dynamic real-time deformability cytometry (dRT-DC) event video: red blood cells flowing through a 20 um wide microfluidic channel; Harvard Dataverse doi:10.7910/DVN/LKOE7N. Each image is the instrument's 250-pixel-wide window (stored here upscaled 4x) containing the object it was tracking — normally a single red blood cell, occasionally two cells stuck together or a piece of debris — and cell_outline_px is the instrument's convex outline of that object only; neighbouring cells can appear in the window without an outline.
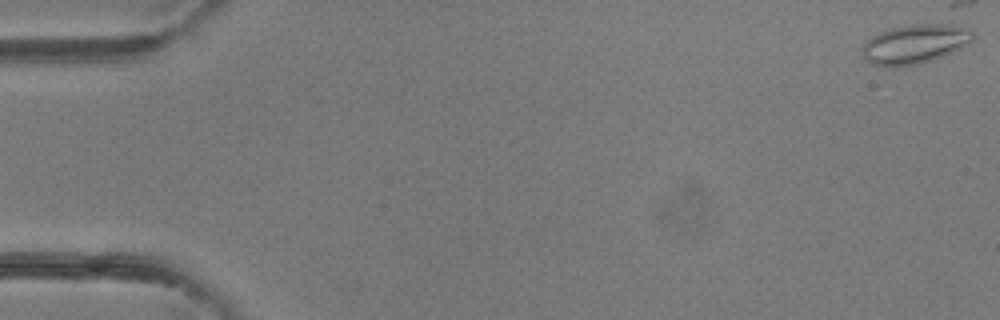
{"species": "common noctule bat (a hibernating species)", "species_latin": "Nyctalus noctula", "temperature_condition": "room temperature", "stored_images_in_passage": 23, "camera_frame_rate_fps": 3000, "um_per_image_px": 0.085, "animal": {"sex": "female"}, "frame": {"image": 1, "passage_image": 1, "time_ms": 0.0, "image_size_px": [1000, 320], "cell_outline_px": [[976, 36], [972, 40], [960, 48], [952, 52], [932, 60], [916, 64], [892, 68], [884, 68], [872, 64], [864, 60], [860, 52], [860, 48], [872, 36], [880, 32], [892, 28], [908, 24], [952, 24], [968, 28]], "centroid_in_image_um": [77.71, 3.76], "position_along_channel_um": 7.3, "area_um2": 25.66}}
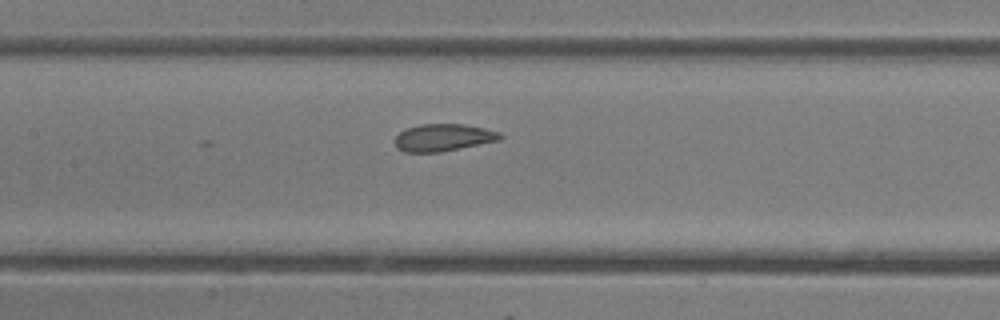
{"frame": {"image": 2, "passage_image": 23, "time_ms": 7.333, "image_size_px": [1000, 320], "cell_outline_px": [[504, 136], [500, 140], [440, 152], [404, 152], [396, 148], [396, 136], [400, 132], [408, 128], [420, 124], [464, 124], [484, 128], [500, 132]], "centroid_in_image_um": [37.7, 11.69], "position_along_channel_um": 169.7, "area_um2": 16.65}}